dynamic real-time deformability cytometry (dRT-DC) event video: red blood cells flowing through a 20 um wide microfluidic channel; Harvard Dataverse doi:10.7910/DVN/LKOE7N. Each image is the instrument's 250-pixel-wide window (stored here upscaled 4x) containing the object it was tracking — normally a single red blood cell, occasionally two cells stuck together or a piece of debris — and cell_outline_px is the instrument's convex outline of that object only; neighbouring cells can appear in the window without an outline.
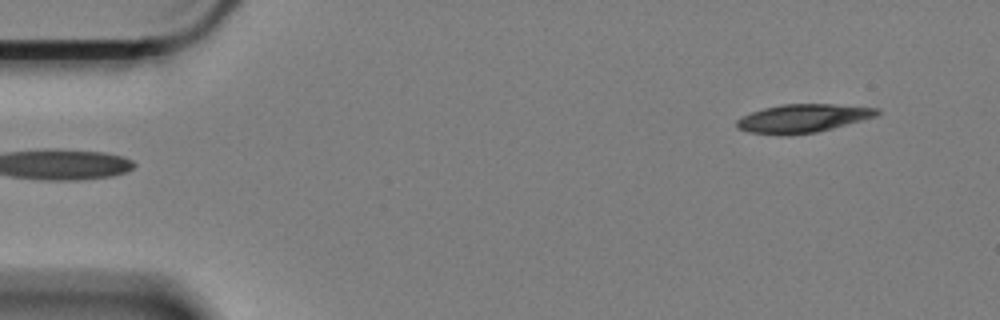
{"species": "Egyptian fruit bat (a non-hibernating species)", "species_latin": "Rousettus aegyptiacus", "temperature_condition": "cold", "stored_images_in_passage": 53, "camera_frame_rate_fps": 3000, "um_per_image_px": 0.085, "animal": {"sex": "female"}, "frame": {"image": 1, "passage_image": 1, "time_ms": 0.0, "image_size_px": [1000, 320], "cell_outline_px": [[880, 112], [876, 116], [832, 128], [816, 132], [748, 132], [736, 128], [736, 120], [752, 112], [764, 108], [784, 104], [832, 104], [880, 108]], "centroid_in_image_um": [68.29, 10.01], "position_along_channel_um": 16.7, "area_um2": 22.14}}
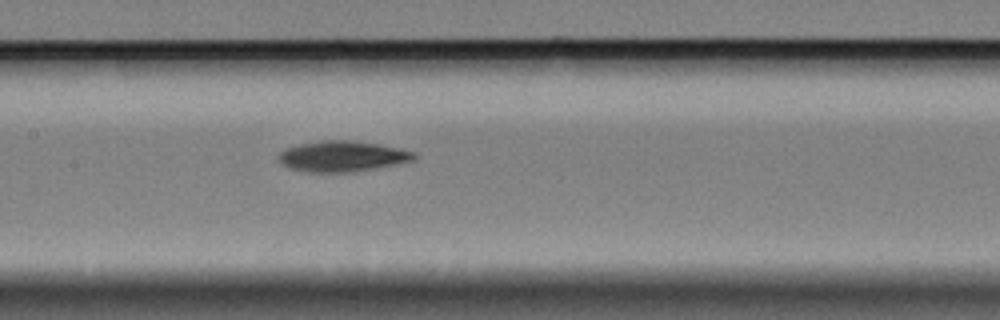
{"frame": {"image": 2, "passage_image": 24, "time_ms": 7.667, "image_size_px": [1000, 320], "cell_outline_px": [[416, 160], [376, 168], [352, 172], [308, 172], [292, 168], [280, 164], [280, 152], [284, 148], [300, 144], [324, 140], [352, 140], [380, 144], [416, 152]], "centroid_in_image_um": [29.13, 13.28], "position_along_channel_um": 178.3, "area_um2": 24.22}}
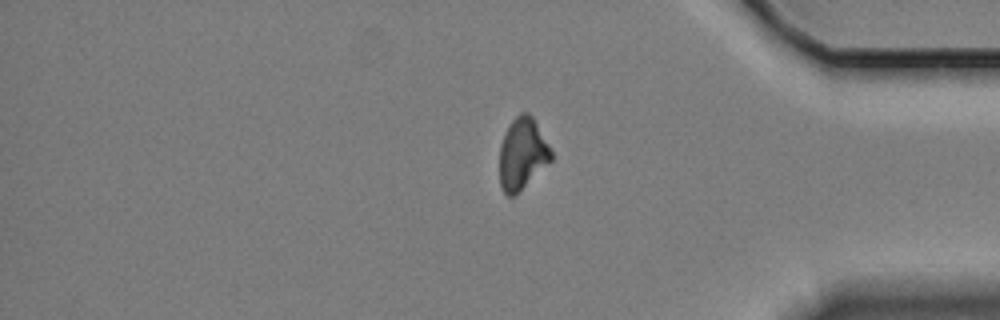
{"frame": {"image": 3, "passage_image": 45, "time_ms": 14.667, "image_size_px": [1000, 320], "cell_outline_px": [[552, 160], [516, 196], [508, 196], [500, 188], [500, 144], [512, 120], [520, 112], [528, 112], [532, 116], [548, 144], [552, 152]], "centroid_in_image_um": [44.4, 13.11], "position_along_channel_um": 390.8, "area_um2": 21.5}}